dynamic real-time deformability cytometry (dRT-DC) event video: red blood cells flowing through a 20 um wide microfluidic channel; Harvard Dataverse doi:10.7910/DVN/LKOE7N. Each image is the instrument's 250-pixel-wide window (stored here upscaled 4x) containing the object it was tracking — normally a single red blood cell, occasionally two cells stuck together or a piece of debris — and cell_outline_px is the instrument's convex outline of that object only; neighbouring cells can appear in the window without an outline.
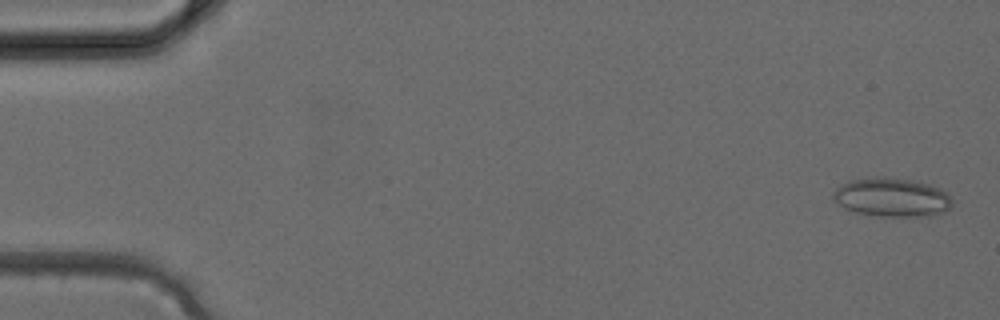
{"species": "common noctule bat (a hibernating species)", "species_latin": "Nyctalus noctula", "temperature_condition": "cold", "stored_images_in_passage": 3, "camera_frame_rate_fps": 3000, "um_per_image_px": 0.085, "animal": {"sex": "female", "body_mass_g": 24.6, "forearm_length_mm": 56.2}, "frame": {"image": 1, "passage_image": 1, "time_ms": 0.0, "image_size_px": [1000, 320], "cell_outline_px": [[952, 204], [944, 212], [932, 216], [884, 216], [856, 212], [832, 200], [832, 192], [840, 184], [848, 180], [880, 176], [884, 176], [912, 180], [928, 184], [940, 188], [952, 200]], "centroid_in_image_um": [75.78, 16.75], "position_along_channel_um": 9.2, "area_um2": 26.88}}